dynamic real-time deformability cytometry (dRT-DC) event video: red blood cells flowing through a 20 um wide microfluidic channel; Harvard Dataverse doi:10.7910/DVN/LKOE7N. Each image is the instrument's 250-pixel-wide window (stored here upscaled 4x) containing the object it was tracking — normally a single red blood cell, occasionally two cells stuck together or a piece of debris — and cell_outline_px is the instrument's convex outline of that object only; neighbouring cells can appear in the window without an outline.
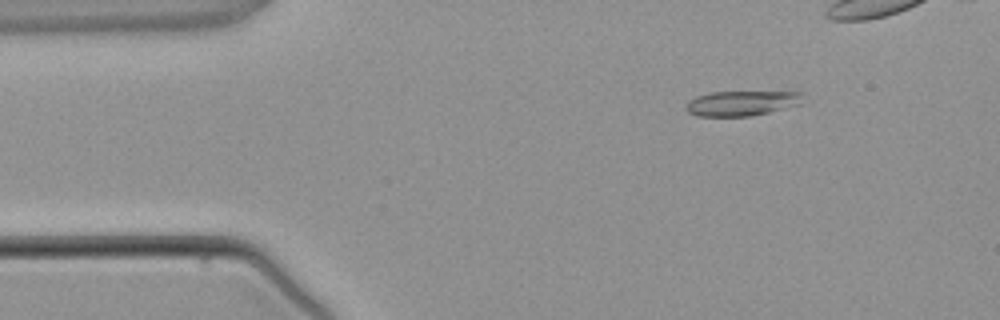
{"species": "common noctule bat (a hibernating species)", "species_latin": "Nyctalus noctula", "temperature_condition": "warm", "stored_images_in_passage": 4, "camera_frame_rate_fps": 3000, "um_per_image_px": 0.085, "animal": {"sex": "male", "body_mass_g": 21.5, "forearm_length_mm": 52.0}, "frame": {"image": 1, "passage_image": 4, "time_ms": 4.0, "image_size_px": [1000, 320], "cell_outline_px": [[804, 104], [768, 112], [748, 116], [696, 116], [688, 112], [684, 108], [684, 104], [688, 100], [696, 96], [712, 92], [804, 92]], "centroid_in_image_um": [63.06, 8.77], "position_along_channel_um": 21.9, "area_um2": 17.28}}